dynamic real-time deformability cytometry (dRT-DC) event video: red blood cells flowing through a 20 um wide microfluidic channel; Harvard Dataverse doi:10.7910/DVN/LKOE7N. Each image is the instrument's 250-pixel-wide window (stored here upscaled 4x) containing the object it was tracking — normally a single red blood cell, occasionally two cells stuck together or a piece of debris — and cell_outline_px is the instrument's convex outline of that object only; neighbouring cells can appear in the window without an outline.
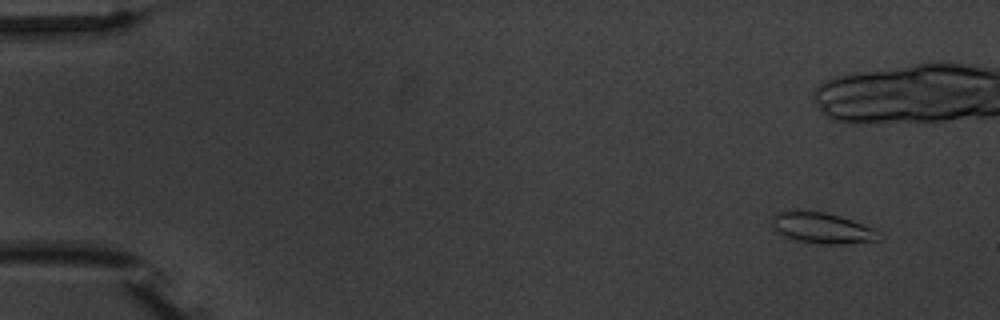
{"species": "common noctule bat (a hibernating species)", "species_latin": "Nyctalus noctula", "temperature_condition": "warm", "stored_images_in_passage": 9, "camera_frame_rate_fps": 3000, "um_per_image_px": 0.085, "animal": {"sex": "male", "body_mass_g": 20.1, "forearm_length_mm": 53.5}, "frame": {"image": 1, "passage_image": 1, "time_ms": 0.0, "image_size_px": [1000, 320], "cell_outline_px": [[880, 240], [832, 244], [824, 244], [796, 240], [784, 236], [772, 224], [772, 216], [776, 212], [796, 208], [824, 212], [840, 216], [852, 220], [872, 228], [880, 232]], "centroid_in_image_um": [69.84, 19.34], "position_along_channel_um": 15.2, "area_um2": 19.25}}